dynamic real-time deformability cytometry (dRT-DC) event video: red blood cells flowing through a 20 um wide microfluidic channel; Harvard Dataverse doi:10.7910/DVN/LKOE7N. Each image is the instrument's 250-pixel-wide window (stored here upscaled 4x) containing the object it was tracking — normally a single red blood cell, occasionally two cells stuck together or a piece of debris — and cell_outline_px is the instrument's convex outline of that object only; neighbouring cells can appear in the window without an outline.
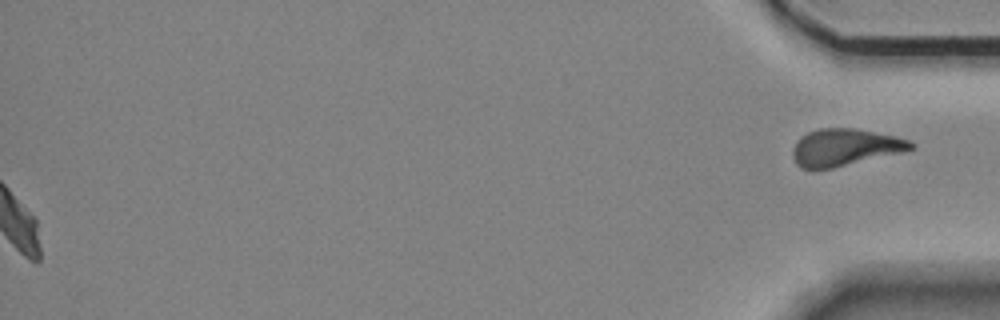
{"species": "Egyptian fruit bat (a non-hibernating species)", "species_latin": "Rousettus aegyptiacus", "temperature_condition": "room temperature", "stored_images_in_passage": 47, "segment_of_instrument_passage": [2, 2], "camera_frame_rate_fps": 3000, "um_per_image_px": 0.085, "animal": {"sex": "female"}, "frame": {"image": 1, "passage_image": 47, "time_ms": 15.333, "image_size_px": [1000, 320], "cell_outline_px": [[916, 148], [900, 152], [816, 172], [812, 172], [800, 168], [796, 164], [792, 156], [792, 148], [796, 140], [800, 136], [808, 132], [820, 128], [852, 128], [896, 136], [912, 140], [916, 144]], "centroid_in_image_um": [71.75, 12.55], "position_along_channel_um": 363.4, "area_um2": 26.01}}